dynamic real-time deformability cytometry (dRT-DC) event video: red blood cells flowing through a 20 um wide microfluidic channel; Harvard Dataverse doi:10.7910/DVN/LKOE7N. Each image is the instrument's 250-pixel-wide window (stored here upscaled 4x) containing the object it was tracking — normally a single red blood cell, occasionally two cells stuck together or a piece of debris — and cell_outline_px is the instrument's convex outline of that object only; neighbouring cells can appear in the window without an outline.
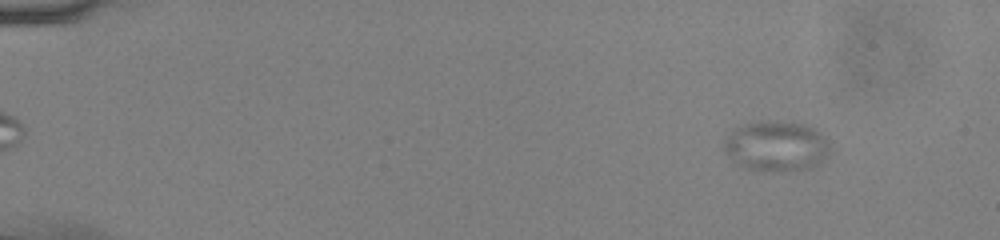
{"species": "common noctule bat (a hibernating species)", "species_latin": "Nyctalus noctula", "temperature_condition": "cold", "stored_images_in_passage": 53, "camera_frame_rate_fps": 3000, "um_per_image_px": 0.085, "animal": {"sex": "male", "body_mass_g": 13.0, "forearm_length_mm": 53.1}, "frame": {"image": 1, "passage_image": 6, "time_ms": 1.667, "image_size_px": [1000, 240], "cell_outline_px": [[828, 152], [820, 164], [812, 168], [748, 168], [732, 160], [724, 152], [724, 140], [736, 128], [744, 124], [804, 124], [816, 128], [828, 136]], "centroid_in_image_um": [66.03, 12.41], "position_along_channel_um": 19.0, "area_um2": 29.36}}
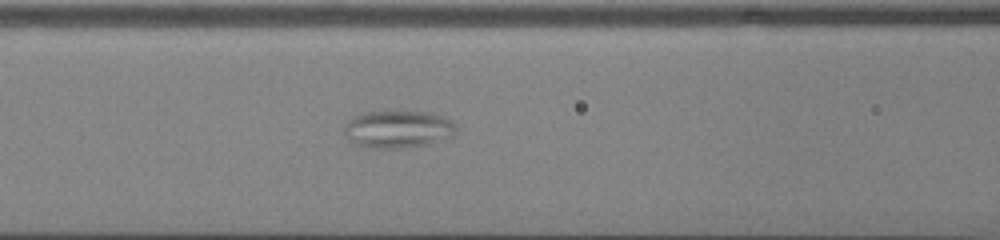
{"frame": {"image": 2, "passage_image": 24, "time_ms": 7.667, "image_size_px": [1000, 240], "cell_outline_px": [[456, 128], [452, 136], [444, 140], [428, 144], [400, 148], [368, 148], [352, 144], [344, 132], [344, 128], [348, 120], [352, 116], [368, 112], [428, 112], [452, 120]], "centroid_in_image_um": [33.8, 11.0], "position_along_channel_um": 132.8, "area_um2": 24.39}}
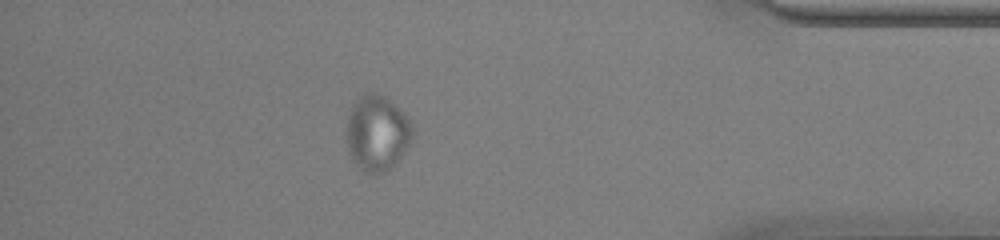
{"frame": {"image": 3, "passage_image": 47, "time_ms": 15.333, "image_size_px": [1000, 240], "cell_outline_px": [[412, 140], [400, 156], [384, 172], [372, 176], [364, 172], [352, 160], [348, 148], [348, 116], [356, 100], [364, 92], [376, 92], [384, 96], [400, 108], [408, 120], [412, 128]], "centroid_in_image_um": [32.04, 11.3], "position_along_channel_um": 403.2, "area_um2": 28.61}}